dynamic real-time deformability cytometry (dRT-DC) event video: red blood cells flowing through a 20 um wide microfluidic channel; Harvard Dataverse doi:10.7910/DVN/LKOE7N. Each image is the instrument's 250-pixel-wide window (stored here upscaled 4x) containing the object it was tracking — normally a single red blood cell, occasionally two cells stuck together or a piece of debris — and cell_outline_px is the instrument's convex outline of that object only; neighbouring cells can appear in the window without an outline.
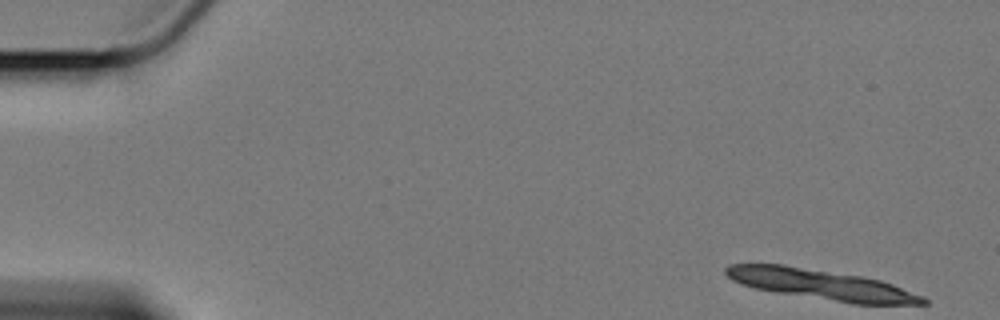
{"species": "Egyptian fruit bat (a non-hibernating species)", "species_latin": "Rousettus aegyptiacus", "temperature_condition": "cold", "stored_images_in_passage": 6, "camera_frame_rate_fps": 3000, "um_per_image_px": 0.085, "animal": {"sex": "female"}, "frame": {"image": 1, "passage_image": 1, "time_ms": 0.0, "image_size_px": [1000, 320], "cell_outline_px": [[928, 304], [852, 304], [776, 292], [756, 288], [740, 284], [732, 280], [724, 272], [724, 268], [728, 264], [784, 264], [864, 276], [880, 280], [892, 284], [924, 296], [928, 300]], "centroid_in_image_um": [69.82, 24.18], "position_along_channel_um": 15.2, "area_um2": 34.97}}